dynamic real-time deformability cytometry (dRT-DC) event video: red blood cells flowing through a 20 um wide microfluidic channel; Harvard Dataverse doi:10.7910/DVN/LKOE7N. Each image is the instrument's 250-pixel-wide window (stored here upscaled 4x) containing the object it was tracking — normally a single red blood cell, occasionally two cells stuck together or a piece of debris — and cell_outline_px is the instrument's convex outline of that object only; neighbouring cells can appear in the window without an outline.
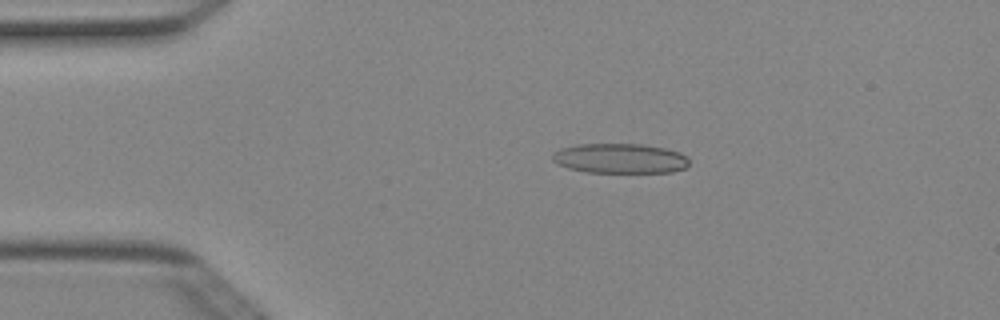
{"species": "Egyptian fruit bat (a non-hibernating species)", "species_latin": "Rousettus aegyptiacus", "temperature_condition": "cold", "stored_images_in_passage": 48, "camera_frame_rate_fps": 3000, "um_per_image_px": 0.085, "animal": {"sex": "female"}, "frame": {"image": 1, "passage_image": 8, "time_ms": 2.333, "image_size_px": [1000, 320], "cell_outline_px": [[688, 164], [684, 168], [672, 172], [584, 172], [568, 168], [552, 160], [552, 152], [560, 148], [576, 144], [640, 144], [664, 148], [680, 152], [688, 160]], "centroid_in_image_um": [52.65, 13.46], "position_along_channel_um": 32.3, "area_um2": 23.7}}
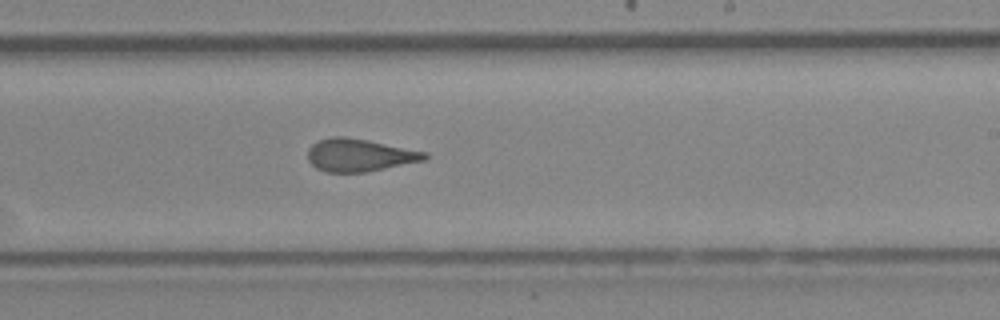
{"frame": {"image": 2, "passage_image": 28, "time_ms": 9.0, "image_size_px": [1000, 320], "cell_outline_px": [[428, 156], [424, 160], [364, 172], [328, 172], [316, 168], [308, 160], [308, 148], [316, 140], [332, 136], [344, 136], [368, 140], [428, 152]], "centroid_in_image_um": [30.52, 13.17], "position_along_channel_um": 258.5, "area_um2": 22.2}}
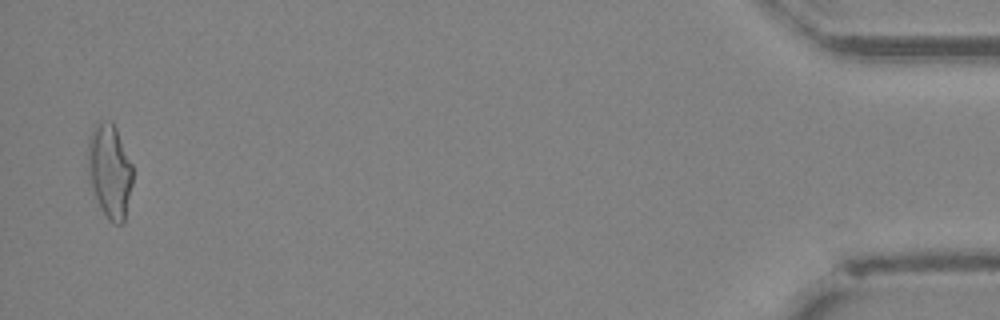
{"frame": {"image": 3, "passage_image": 47, "time_ms": 15.333, "image_size_px": [1000, 320], "cell_outline_px": [[132, 184], [124, 224], [116, 224], [108, 220], [100, 208], [88, 180], [88, 140], [92, 128], [100, 120], [112, 120], [116, 128], [132, 164]], "centroid_in_image_um": [9.31, 14.54], "position_along_channel_um": 425.9, "area_um2": 24.85}, "authors_computed_cell_mechanics": {"area_um2": 23.2934, "velocity_mm_per_s": 4.0344, "shape_relaxation_time_tau1_ms": null, "shape_relaxation_time_tau2_ms": 1.6282, "deformation_change_tau1": null, "deformation_change_tau2": 0.0985}}